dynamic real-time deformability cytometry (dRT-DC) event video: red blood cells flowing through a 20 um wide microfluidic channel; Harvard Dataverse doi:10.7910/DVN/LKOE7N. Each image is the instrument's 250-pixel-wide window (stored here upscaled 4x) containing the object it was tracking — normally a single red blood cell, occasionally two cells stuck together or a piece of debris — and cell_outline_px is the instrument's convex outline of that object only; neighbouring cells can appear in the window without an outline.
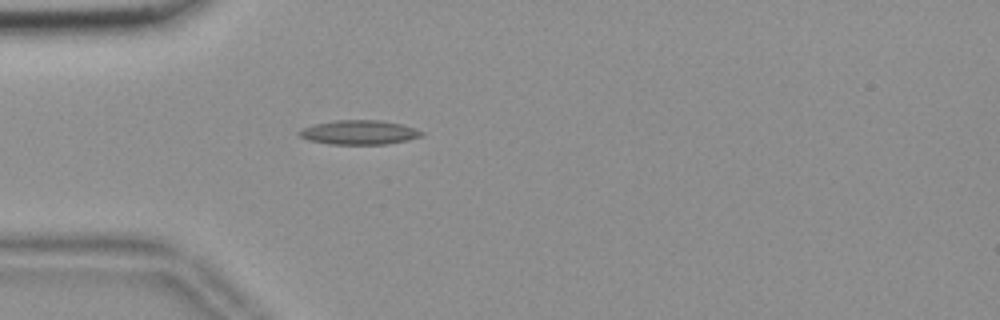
{"species": "common noctule bat (a hibernating species)", "species_latin": "Nyctalus noctula", "temperature_condition": "room temperature", "stored_images_in_passage": 40, "camera_frame_rate_fps": 3000, "um_per_image_px": 0.085, "animal": {"sex": "female", "body_mass_g": 18.4}, "frame": {"image": 1, "passage_image": 1, "time_ms": 0.0, "image_size_px": [1000, 320], "cell_outline_px": [[424, 136], [408, 140], [388, 144], [328, 144], [308, 140], [300, 136], [296, 132], [304, 128], [316, 124], [336, 120], [380, 120], [400, 124], [416, 128], [424, 132]], "centroid_in_image_um": [30.56, 11.26], "position_along_channel_um": 54.4, "area_um2": 17.34}}
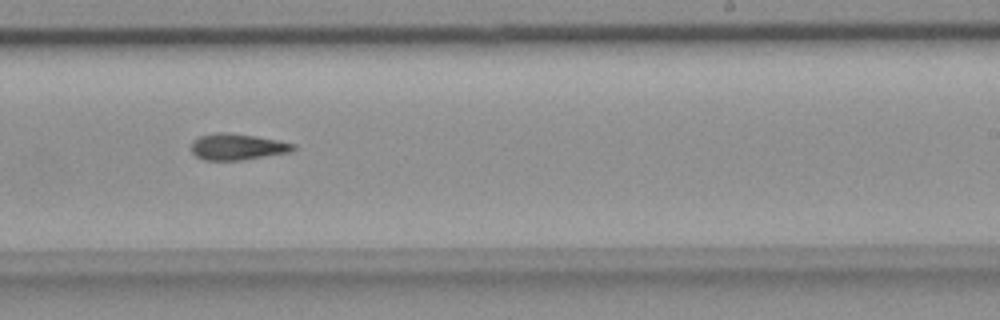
{"frame": {"image": 2, "passage_image": 19, "time_ms": 6.0, "image_size_px": [1000, 320], "cell_outline_px": [[296, 148], [292, 152], [244, 160], [204, 160], [196, 156], [192, 152], [192, 140], [200, 136], [216, 132], [228, 132], [256, 136], [296, 144]], "centroid_in_image_um": [20.19, 12.48], "position_along_channel_um": 268.8, "area_um2": 15.78}}
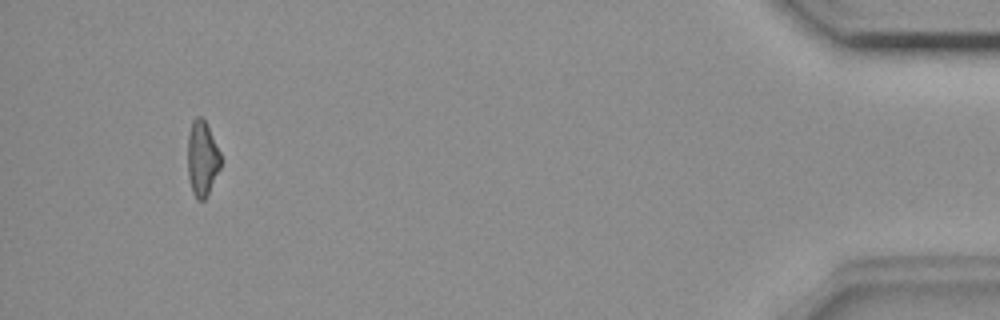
{"frame": {"image": 3, "passage_image": 37, "time_ms": 12.0, "image_size_px": [1000, 320], "cell_outline_px": [[220, 168], [204, 200], [196, 200], [192, 192], [188, 176], [188, 132], [192, 120], [196, 116], [200, 116], [204, 120], [220, 152]], "centroid_in_image_um": [17.16, 13.47], "position_along_channel_um": 418.0, "area_um2": 14.28}, "authors_computed_cell_mechanics": {"area_um2": 15.3459, "velocity_mm_per_s": 3.6944, "shape_relaxation_time_tau1_ms": null, "shape_relaxation_time_tau2_ms": 9.6376, "deformation_change_tau1": null, "deformation_change_tau2": 0.2167}}